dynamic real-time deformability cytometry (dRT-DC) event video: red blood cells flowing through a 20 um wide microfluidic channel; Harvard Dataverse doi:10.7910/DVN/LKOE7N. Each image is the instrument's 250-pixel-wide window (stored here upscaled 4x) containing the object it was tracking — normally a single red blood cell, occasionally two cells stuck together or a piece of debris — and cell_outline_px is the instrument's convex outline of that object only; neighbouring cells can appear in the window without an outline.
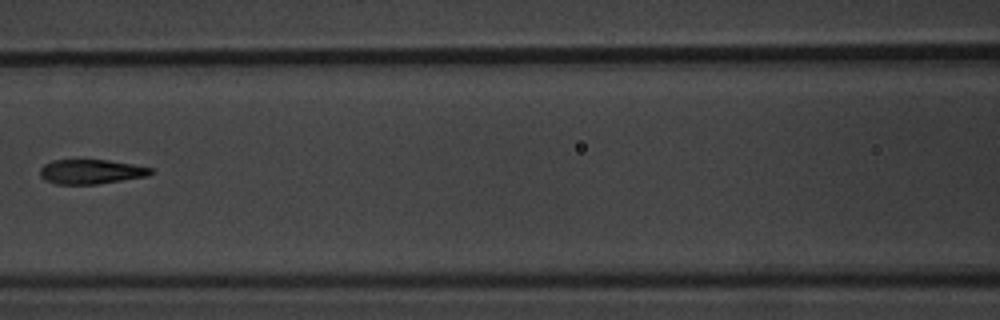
{"species": "common noctule bat (a hibernating species)", "species_latin": "Nyctalus noctula", "temperature_condition": "warm", "stored_images_in_passage": 5, "camera_frame_rate_fps": 3000, "um_per_image_px": 0.085, "animal": {"sex": "male", "body_mass_g": 20.1, "forearm_length_mm": 53.5}, "frame": {"image": 1, "passage_image": 4, "time_ms": 3.667, "image_size_px": [1000, 320], "cell_outline_px": [[152, 172], [148, 176], [96, 184], [56, 184], [44, 180], [40, 176], [40, 168], [44, 164], [52, 160], [108, 160], [132, 164], [152, 168]], "centroid_in_image_um": [7.7, 14.59], "position_along_channel_um": 158.9, "area_um2": 15.78}}
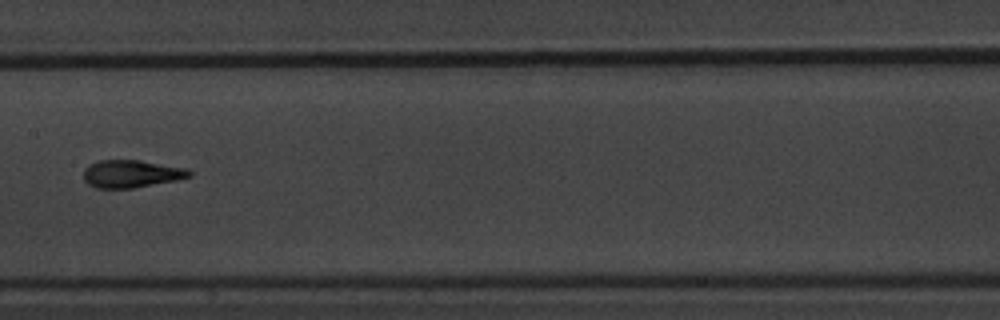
{"frame": {"image": 2, "passage_image": 5, "time_ms": 4.667, "image_size_px": [1000, 320], "cell_outline_px": [[192, 176], [176, 180], [132, 188], [96, 188], [88, 184], [84, 180], [84, 168], [88, 164], [100, 160], [140, 160], [188, 168], [192, 172]], "centroid_in_image_um": [11.16, 14.76], "position_along_channel_um": 196.2, "area_um2": 17.11}}